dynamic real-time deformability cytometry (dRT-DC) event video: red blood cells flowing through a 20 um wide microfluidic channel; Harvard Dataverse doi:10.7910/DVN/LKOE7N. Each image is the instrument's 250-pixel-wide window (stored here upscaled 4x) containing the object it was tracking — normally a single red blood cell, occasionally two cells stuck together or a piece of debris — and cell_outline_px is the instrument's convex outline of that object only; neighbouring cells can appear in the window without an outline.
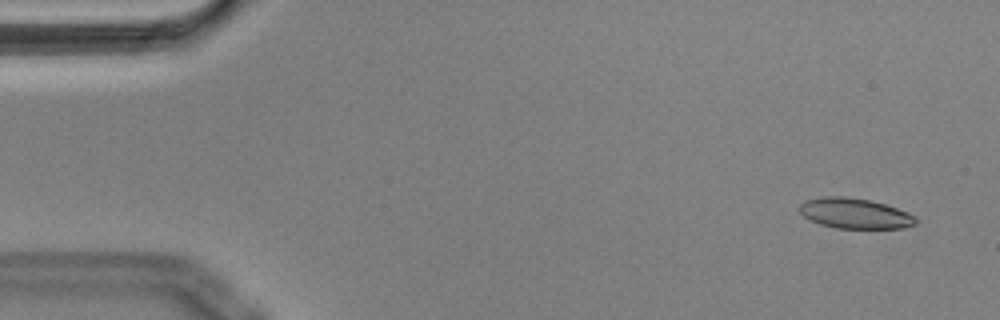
{"species": "Egyptian fruit bat (a non-hibernating species)", "species_latin": "Rousettus aegyptiacus", "temperature_condition": "cold", "stored_images_in_passage": 55, "camera_frame_rate_fps": 3000, "um_per_image_px": 0.085, "animal": {"sex": "male"}, "frame": {"image": 1, "passage_image": 3, "time_ms": 0.667, "image_size_px": [1000, 320], "cell_outline_px": [[916, 224], [904, 228], [836, 228], [820, 224], [804, 216], [800, 212], [800, 204], [804, 200], [824, 196], [844, 196], [868, 200], [884, 204], [908, 212], [916, 220]], "centroid_in_image_um": [72.64, 18.13], "position_along_channel_um": 12.4, "area_um2": 20.35}}
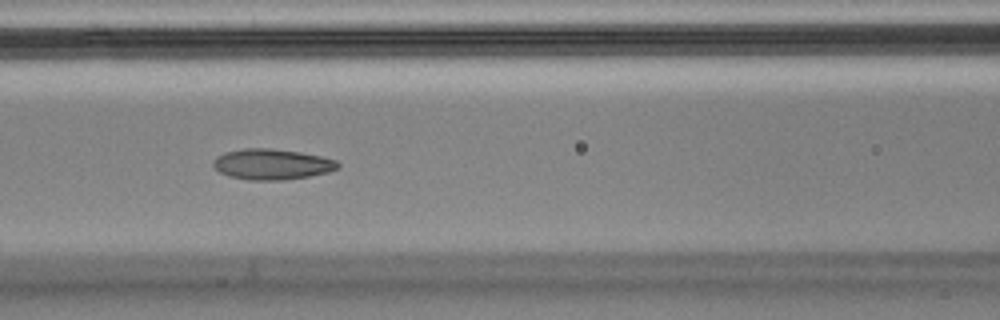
{"frame": {"image": 2, "passage_image": 23, "time_ms": 7.333, "image_size_px": [1000, 320], "cell_outline_px": [[340, 168], [328, 172], [308, 176], [284, 180], [248, 180], [228, 176], [220, 172], [212, 164], [216, 156], [224, 152], [244, 148], [268, 148], [300, 152], [320, 156], [336, 160], [340, 164]], "centroid_in_image_um": [23.11, 13.96], "position_along_channel_um": 143.5, "area_um2": 22.31}}
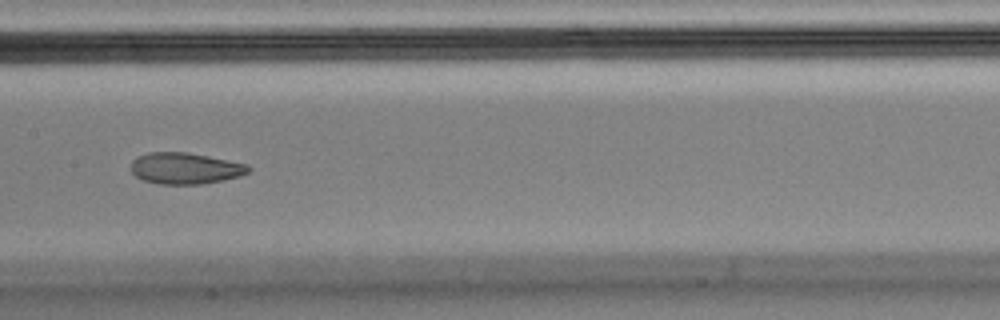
{"frame": {"image": 3, "passage_image": 27, "time_ms": 8.667, "image_size_px": [1000, 320], "cell_outline_px": [[252, 168], [248, 172], [240, 176], [224, 180], [204, 184], [160, 184], [144, 180], [136, 176], [132, 172], [132, 160], [136, 156], [148, 152], [188, 152], [248, 164]], "centroid_in_image_um": [15.76, 14.3], "position_along_channel_um": 191.6, "area_um2": 21.56}, "authors_computed_cell_mechanics": {"area_um2": 22.3108, "velocity_mm_per_s": 3.6097, "shape_relaxation_time_tau1_ms": null, "shape_relaxation_time_tau2_ms": 1.8974, "deformation_change_tau1": null, "deformation_change_tau2": 0.0745}}